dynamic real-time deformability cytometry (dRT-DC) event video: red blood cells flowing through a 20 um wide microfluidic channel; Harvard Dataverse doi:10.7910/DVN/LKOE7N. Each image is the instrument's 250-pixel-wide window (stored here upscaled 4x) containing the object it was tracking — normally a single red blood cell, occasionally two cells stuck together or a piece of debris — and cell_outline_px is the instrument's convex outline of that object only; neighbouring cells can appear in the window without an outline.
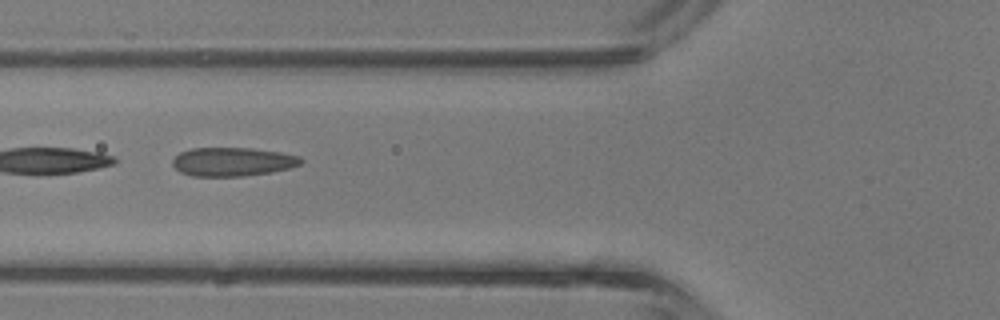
{"species": "common noctule bat (a hibernating species)", "species_latin": "Nyctalus noctula", "temperature_condition": "room temperature", "stored_images_in_passage": 24, "camera_frame_rate_fps": 3000, "um_per_image_px": 0.085, "animal": {"sex": "male", "body_mass_g": 13.3}, "frame": {"image": 1, "passage_image": 5, "time_ms": 1.333, "image_size_px": [1000, 320], "cell_outline_px": [[304, 160], [300, 164], [288, 168], [272, 172], [244, 176], [192, 176], [180, 172], [172, 164], [172, 160], [180, 152], [192, 148], [252, 148], [280, 152], [300, 156]], "centroid_in_image_um": [19.77, 13.75], "position_along_channel_um": 106.0, "area_um2": 21.5}}
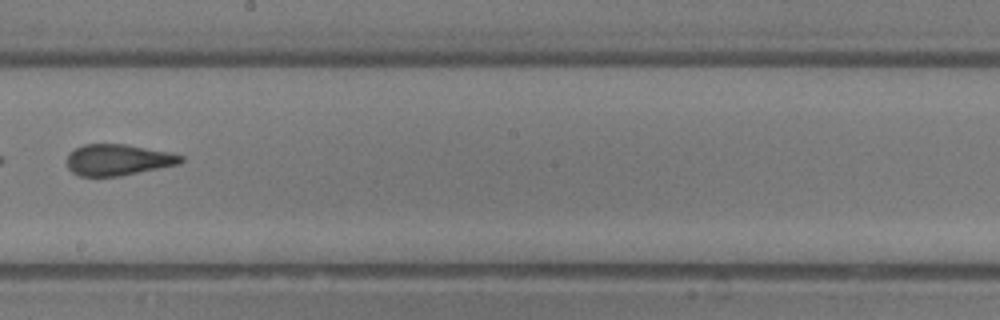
{"frame": {"image": 2, "passage_image": 13, "time_ms": 4.0, "image_size_px": [1000, 320], "cell_outline_px": [[184, 160], [180, 164], [120, 176], [80, 176], [72, 172], [68, 168], [68, 152], [84, 144], [124, 144], [168, 152], [184, 156]], "centroid_in_image_um": [10.03, 13.59], "position_along_channel_um": 238.2, "area_um2": 20.63}}
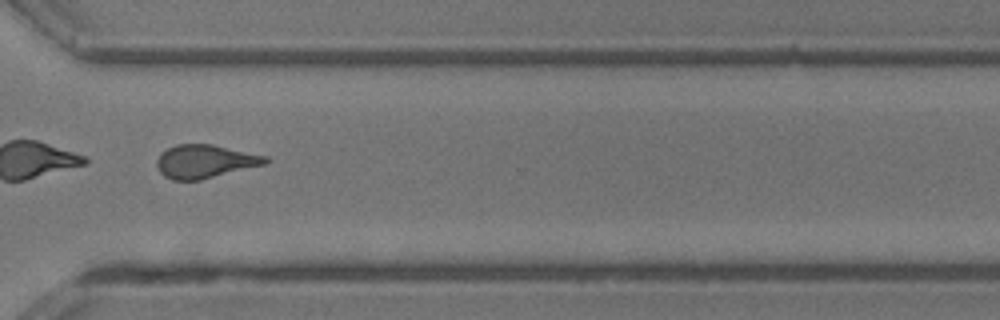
{"frame": {"image": 3, "passage_image": 20, "time_ms": 6.333, "image_size_px": [1000, 320], "cell_outline_px": [[268, 164], [200, 180], [172, 180], [164, 176], [160, 172], [156, 164], [156, 160], [160, 152], [176, 144], [212, 144], [268, 156]], "centroid_in_image_um": [17.43, 13.72], "position_along_channel_um": 353.2, "area_um2": 21.33}, "authors_computed_cell_mechanics": {"area_um2": 20.9525, "velocity_mm_per_s": 4.937, "shape_relaxation_time_tau1_ms": 6.6435, "shape_relaxation_time_tau2_ms": 1.2219, "deformation_change_tau1": 0.1637, "deformation_change_tau2": 0.11}}